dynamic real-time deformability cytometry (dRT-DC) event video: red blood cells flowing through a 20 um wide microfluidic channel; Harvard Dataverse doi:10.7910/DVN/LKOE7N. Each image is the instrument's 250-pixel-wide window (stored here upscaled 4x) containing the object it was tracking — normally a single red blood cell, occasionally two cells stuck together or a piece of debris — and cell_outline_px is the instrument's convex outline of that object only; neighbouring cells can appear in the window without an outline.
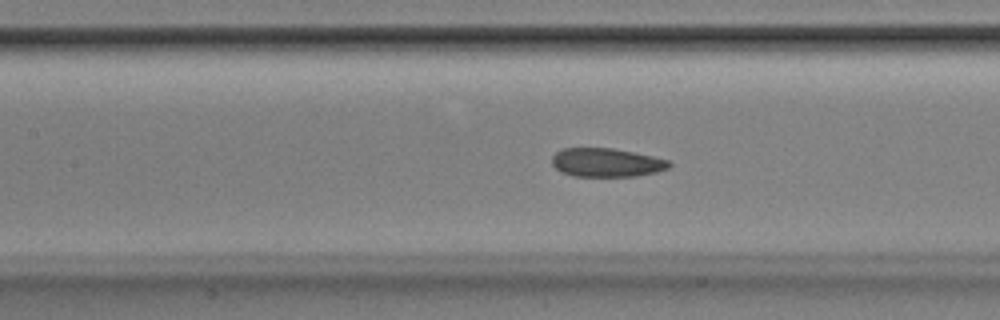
{"species": "Egyptian fruit bat (a non-hibernating species)", "species_latin": "Rousettus aegyptiacus", "temperature_condition": "room temperature", "stored_images_in_passage": 47, "camera_frame_rate_fps": 3000, "um_per_image_px": 0.085, "animal": {"sex": "male"}, "frame": {"image": 1, "passage_image": 18, "time_ms": 5.667, "image_size_px": [1000, 320], "cell_outline_px": [[672, 164], [668, 168], [656, 172], [636, 176], [572, 176], [560, 172], [552, 164], [552, 156], [556, 152], [564, 148], [612, 148], [652, 156], [668, 160]], "centroid_in_image_um": [51.53, 13.82], "position_along_channel_um": 155.9, "area_um2": 19.54}}
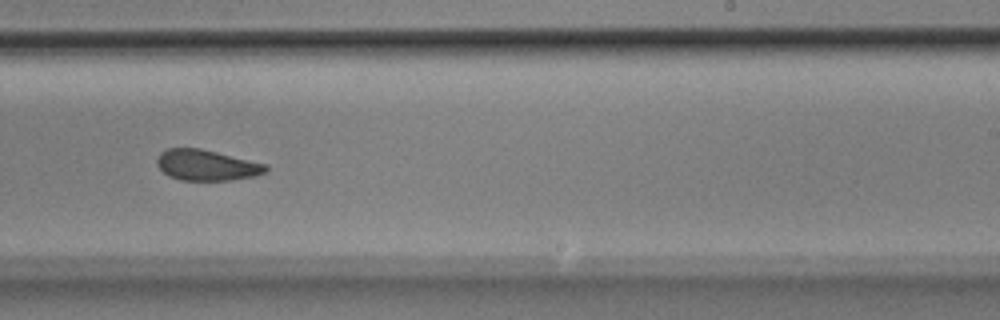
{"frame": {"image": 2, "passage_image": 27, "time_ms": 8.667, "image_size_px": [1000, 320], "cell_outline_px": [[268, 172], [256, 176], [228, 180], [180, 180], [168, 176], [156, 164], [156, 160], [160, 152], [168, 148], [200, 148], [268, 164]], "centroid_in_image_um": [17.58, 14.04], "position_along_channel_um": 271.4, "area_um2": 19.65}}
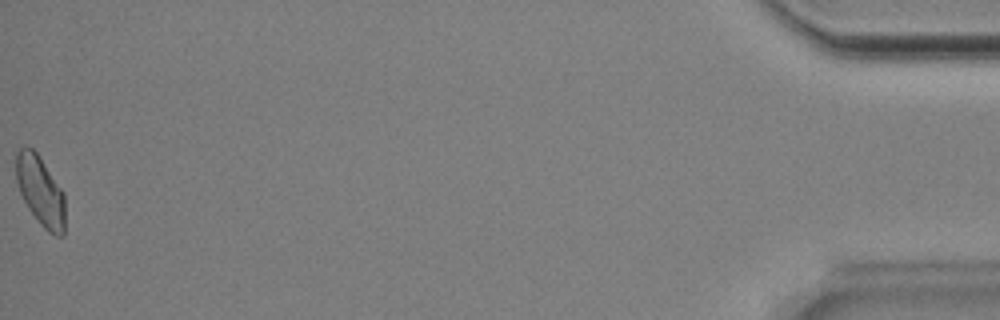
{"frame": {"image": 3, "passage_image": 47, "time_ms": 15.333, "image_size_px": [1000, 320], "cell_outline_px": [[64, 236], [56, 236], [48, 232], [40, 224], [28, 208], [20, 192], [16, 180], [16, 152], [24, 144], [32, 148], [40, 156], [64, 192]], "centroid_in_image_um": [3.43, 16.2], "position_along_channel_um": 431.8, "area_um2": 20.06}, "authors_computed_cell_mechanics": {"area_um2": 20.2878, "velocity_mm_per_s": 3.8857, "shape_relaxation_time_tau1_ms": null, "shape_relaxation_time_tau2_ms": 5.5681, "deformation_change_tau1": null, "deformation_change_tau2": 0.0865}}